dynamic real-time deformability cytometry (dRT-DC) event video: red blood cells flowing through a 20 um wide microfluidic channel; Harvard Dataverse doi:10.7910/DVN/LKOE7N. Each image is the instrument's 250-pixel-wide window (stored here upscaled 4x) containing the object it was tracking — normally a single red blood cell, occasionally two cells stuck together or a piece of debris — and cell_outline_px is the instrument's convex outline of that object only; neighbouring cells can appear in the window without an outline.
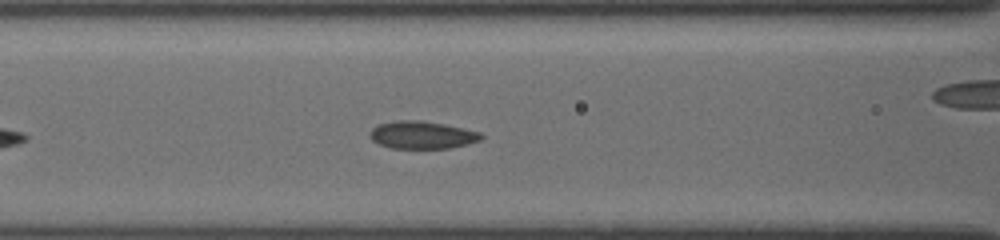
{"species": "common noctule bat (a hibernating species)", "species_latin": "Nyctalus noctula", "temperature_condition": "cold", "stored_images_in_passage": 12, "camera_frame_rate_fps": 3000, "um_per_image_px": 0.085, "animal": {"sex": "female", "body_mass_g": 19.5, "forearm_length_mm": 54.1}, "frame": {"image": 1, "passage_image": 6, "time_ms": 2.667, "image_size_px": [1000, 240], "cell_outline_px": [[484, 136], [480, 140], [468, 144], [452, 148], [392, 148], [380, 144], [372, 140], [368, 136], [368, 132], [372, 128], [380, 124], [396, 120], [420, 120], [444, 124], [480, 132]], "centroid_in_image_um": [35.86, 11.47], "position_along_channel_um": 130.7, "area_um2": 17.92}}